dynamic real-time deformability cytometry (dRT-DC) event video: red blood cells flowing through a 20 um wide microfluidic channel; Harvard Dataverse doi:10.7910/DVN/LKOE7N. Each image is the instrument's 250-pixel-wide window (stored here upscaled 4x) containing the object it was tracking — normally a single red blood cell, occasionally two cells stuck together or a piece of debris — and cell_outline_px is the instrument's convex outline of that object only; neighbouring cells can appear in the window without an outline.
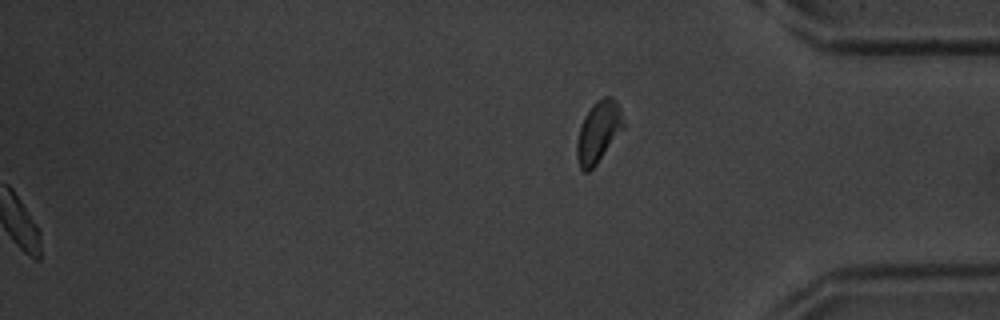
{"species": "common noctule bat (a hibernating species)", "species_latin": "Nyctalus noctula", "temperature_condition": "warm", "stored_images_in_passage": 57, "segment_of_instrument_passage": [2, 2], "camera_frame_rate_fps": 3000, "um_per_image_px": 0.085, "animal": {"sex": "male", "body_mass_g": 20.1, "forearm_length_mm": 53.5}, "frame": {"image": 1, "passage_image": 57, "time_ms": 18.667, "image_size_px": [1000, 320], "cell_outline_px": [[624, 128], [596, 164], [588, 172], [584, 172], [580, 168], [576, 156], [576, 140], [584, 116], [592, 104], [596, 100], [604, 96], [612, 96], [616, 100], [620, 108], [624, 120]], "centroid_in_image_um": [50.86, 11.18], "position_along_channel_um": 384.3, "area_um2": 16.76}}